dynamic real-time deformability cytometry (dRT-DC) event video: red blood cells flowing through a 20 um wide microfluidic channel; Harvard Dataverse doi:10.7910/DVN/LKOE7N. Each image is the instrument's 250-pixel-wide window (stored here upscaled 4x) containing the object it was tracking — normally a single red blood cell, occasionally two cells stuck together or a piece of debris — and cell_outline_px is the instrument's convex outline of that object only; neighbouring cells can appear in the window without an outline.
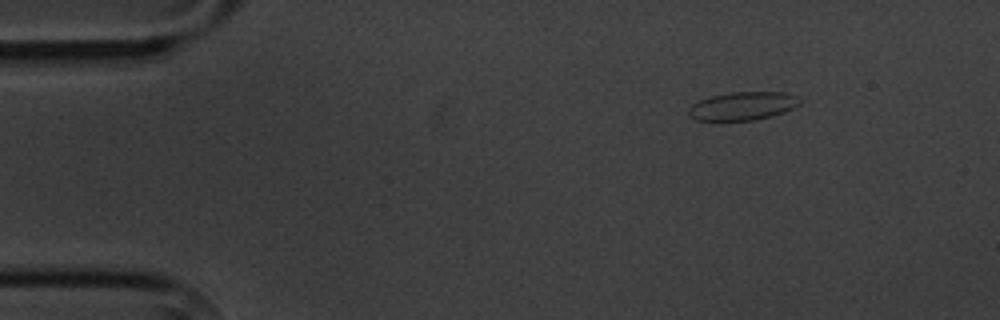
{"species": "common noctule bat (a hibernating species)", "species_latin": "Nyctalus noctula", "temperature_condition": "cold", "stored_images_in_passage": 5, "camera_frame_rate_fps": 3000, "um_per_image_px": 0.085, "animal": {"sex": "male", "body_mass_g": 20.1, "forearm_length_mm": 53.5}, "frame": {"image": 1, "passage_image": 1, "time_ms": 0.0, "image_size_px": [1000, 320], "cell_outline_px": [[804, 100], [800, 104], [784, 112], [752, 120], [696, 120], [688, 116], [688, 108], [692, 104], [700, 100], [712, 96], [732, 92], [784, 92], [796, 96]], "centroid_in_image_um": [63.13, 9.0], "position_along_channel_um": 21.9, "area_um2": 18.21}}
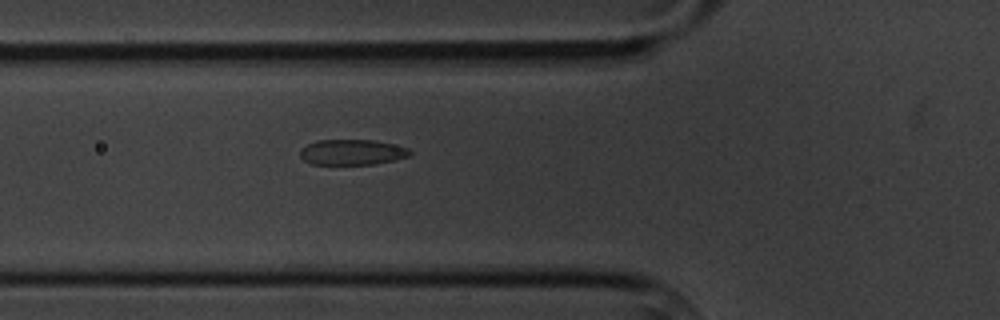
{"frame": {"image": 2, "passage_image": 5, "time_ms": 4.333, "image_size_px": [1000, 320], "cell_outline_px": [[412, 152], [408, 156], [396, 160], [376, 164], [312, 164], [304, 160], [300, 156], [300, 148], [316, 140], [372, 140], [392, 144], [408, 148]], "centroid_in_image_um": [29.91, 12.94], "position_along_channel_um": 95.9, "area_um2": 16.3}}